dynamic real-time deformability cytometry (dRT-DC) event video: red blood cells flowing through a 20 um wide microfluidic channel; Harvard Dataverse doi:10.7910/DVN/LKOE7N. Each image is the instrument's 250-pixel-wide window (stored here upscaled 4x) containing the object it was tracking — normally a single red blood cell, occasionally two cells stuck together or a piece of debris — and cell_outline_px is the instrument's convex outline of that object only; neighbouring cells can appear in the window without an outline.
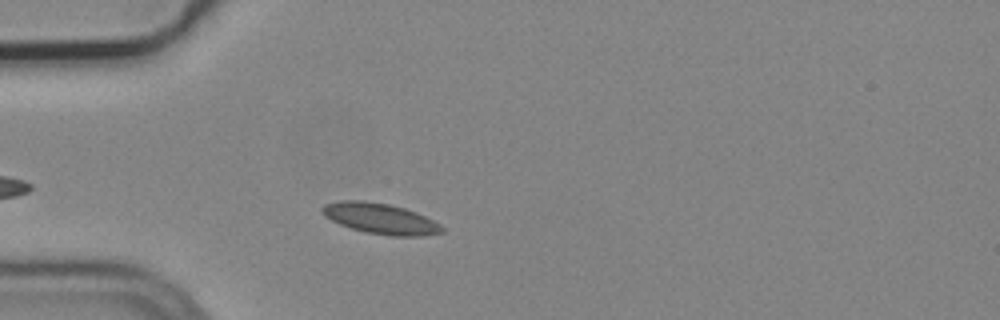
{"species": "common noctule bat (a hibernating species)", "species_latin": "Nyctalus noctula", "temperature_condition": "cold", "stored_images_in_passage": 3, "camera_frame_rate_fps": 3000, "um_per_image_px": 0.085, "animal": {"sex": "male", "body_mass_g": 19.2, "forearm_length_mm": 51.8}, "frame": {"image": 1, "passage_image": 3, "time_ms": 0.667, "image_size_px": [1000, 320], "cell_outline_px": [[444, 232], [424, 236], [392, 236], [364, 232], [340, 224], [324, 216], [320, 212], [320, 208], [324, 204], [340, 200], [364, 200], [388, 204], [404, 208], [416, 212], [440, 224], [444, 228]], "centroid_in_image_um": [32.31, 18.58], "position_along_channel_um": 52.7, "area_um2": 21.5}}